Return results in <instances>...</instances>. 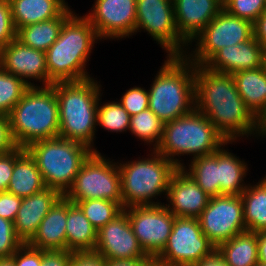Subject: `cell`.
<instances>
[{
    "label": "cell",
    "mask_w": 266,
    "mask_h": 266,
    "mask_svg": "<svg viewBox=\"0 0 266 266\" xmlns=\"http://www.w3.org/2000/svg\"><path fill=\"white\" fill-rule=\"evenodd\" d=\"M237 91L257 118L266 107V64L257 69L232 74Z\"/></svg>",
    "instance_id": "26"
},
{
    "label": "cell",
    "mask_w": 266,
    "mask_h": 266,
    "mask_svg": "<svg viewBox=\"0 0 266 266\" xmlns=\"http://www.w3.org/2000/svg\"><path fill=\"white\" fill-rule=\"evenodd\" d=\"M227 140L202 113L194 109L191 113L164 124L163 137L156 151L182 168L175 156L193 155L192 158L211 155ZM180 155V156H179Z\"/></svg>",
    "instance_id": "6"
},
{
    "label": "cell",
    "mask_w": 266,
    "mask_h": 266,
    "mask_svg": "<svg viewBox=\"0 0 266 266\" xmlns=\"http://www.w3.org/2000/svg\"><path fill=\"white\" fill-rule=\"evenodd\" d=\"M22 244L15 234L14 223L0 217V258H10Z\"/></svg>",
    "instance_id": "37"
},
{
    "label": "cell",
    "mask_w": 266,
    "mask_h": 266,
    "mask_svg": "<svg viewBox=\"0 0 266 266\" xmlns=\"http://www.w3.org/2000/svg\"><path fill=\"white\" fill-rule=\"evenodd\" d=\"M70 266H106V260L94 252L73 253Z\"/></svg>",
    "instance_id": "45"
},
{
    "label": "cell",
    "mask_w": 266,
    "mask_h": 266,
    "mask_svg": "<svg viewBox=\"0 0 266 266\" xmlns=\"http://www.w3.org/2000/svg\"><path fill=\"white\" fill-rule=\"evenodd\" d=\"M217 250L229 266H255L258 263L257 233L241 232L221 243Z\"/></svg>",
    "instance_id": "28"
},
{
    "label": "cell",
    "mask_w": 266,
    "mask_h": 266,
    "mask_svg": "<svg viewBox=\"0 0 266 266\" xmlns=\"http://www.w3.org/2000/svg\"><path fill=\"white\" fill-rule=\"evenodd\" d=\"M266 64V52L254 38L238 45L219 49L205 64L209 70L232 75L243 70H251Z\"/></svg>",
    "instance_id": "19"
},
{
    "label": "cell",
    "mask_w": 266,
    "mask_h": 266,
    "mask_svg": "<svg viewBox=\"0 0 266 266\" xmlns=\"http://www.w3.org/2000/svg\"><path fill=\"white\" fill-rule=\"evenodd\" d=\"M140 29L146 30L166 50L167 56L188 54L183 48L190 44L177 30L173 0H137L135 33Z\"/></svg>",
    "instance_id": "12"
},
{
    "label": "cell",
    "mask_w": 266,
    "mask_h": 266,
    "mask_svg": "<svg viewBox=\"0 0 266 266\" xmlns=\"http://www.w3.org/2000/svg\"><path fill=\"white\" fill-rule=\"evenodd\" d=\"M97 107V125L111 132H124L129 130L130 115L117 101L105 103Z\"/></svg>",
    "instance_id": "35"
},
{
    "label": "cell",
    "mask_w": 266,
    "mask_h": 266,
    "mask_svg": "<svg viewBox=\"0 0 266 266\" xmlns=\"http://www.w3.org/2000/svg\"><path fill=\"white\" fill-rule=\"evenodd\" d=\"M198 220L203 234L216 248L221 243L247 230L240 195L211 197Z\"/></svg>",
    "instance_id": "14"
},
{
    "label": "cell",
    "mask_w": 266,
    "mask_h": 266,
    "mask_svg": "<svg viewBox=\"0 0 266 266\" xmlns=\"http://www.w3.org/2000/svg\"><path fill=\"white\" fill-rule=\"evenodd\" d=\"M195 109L231 144L240 136H257V118L238 93L232 75L195 65Z\"/></svg>",
    "instance_id": "1"
},
{
    "label": "cell",
    "mask_w": 266,
    "mask_h": 266,
    "mask_svg": "<svg viewBox=\"0 0 266 266\" xmlns=\"http://www.w3.org/2000/svg\"><path fill=\"white\" fill-rule=\"evenodd\" d=\"M12 21L11 5L8 0H0V49L16 38Z\"/></svg>",
    "instance_id": "39"
},
{
    "label": "cell",
    "mask_w": 266,
    "mask_h": 266,
    "mask_svg": "<svg viewBox=\"0 0 266 266\" xmlns=\"http://www.w3.org/2000/svg\"><path fill=\"white\" fill-rule=\"evenodd\" d=\"M106 266H155L154 259L106 260Z\"/></svg>",
    "instance_id": "48"
},
{
    "label": "cell",
    "mask_w": 266,
    "mask_h": 266,
    "mask_svg": "<svg viewBox=\"0 0 266 266\" xmlns=\"http://www.w3.org/2000/svg\"><path fill=\"white\" fill-rule=\"evenodd\" d=\"M187 173L210 197L219 196V150L211 155L192 158Z\"/></svg>",
    "instance_id": "31"
},
{
    "label": "cell",
    "mask_w": 266,
    "mask_h": 266,
    "mask_svg": "<svg viewBox=\"0 0 266 266\" xmlns=\"http://www.w3.org/2000/svg\"><path fill=\"white\" fill-rule=\"evenodd\" d=\"M254 38L266 52V10L253 23Z\"/></svg>",
    "instance_id": "46"
},
{
    "label": "cell",
    "mask_w": 266,
    "mask_h": 266,
    "mask_svg": "<svg viewBox=\"0 0 266 266\" xmlns=\"http://www.w3.org/2000/svg\"><path fill=\"white\" fill-rule=\"evenodd\" d=\"M45 187L41 172L29 152L15 148V164L7 192L20 198H26L42 191Z\"/></svg>",
    "instance_id": "23"
},
{
    "label": "cell",
    "mask_w": 266,
    "mask_h": 266,
    "mask_svg": "<svg viewBox=\"0 0 266 266\" xmlns=\"http://www.w3.org/2000/svg\"><path fill=\"white\" fill-rule=\"evenodd\" d=\"M99 37L85 16L73 13L63 24L58 39L46 53L48 86L56 82L89 79L86 62Z\"/></svg>",
    "instance_id": "2"
},
{
    "label": "cell",
    "mask_w": 266,
    "mask_h": 266,
    "mask_svg": "<svg viewBox=\"0 0 266 266\" xmlns=\"http://www.w3.org/2000/svg\"><path fill=\"white\" fill-rule=\"evenodd\" d=\"M253 36L252 22L233 16L222 9L194 38L197 40L195 51L185 56L195 65H204L219 49L238 45Z\"/></svg>",
    "instance_id": "11"
},
{
    "label": "cell",
    "mask_w": 266,
    "mask_h": 266,
    "mask_svg": "<svg viewBox=\"0 0 266 266\" xmlns=\"http://www.w3.org/2000/svg\"><path fill=\"white\" fill-rule=\"evenodd\" d=\"M21 203L22 198L7 191L0 192V217L14 222Z\"/></svg>",
    "instance_id": "41"
},
{
    "label": "cell",
    "mask_w": 266,
    "mask_h": 266,
    "mask_svg": "<svg viewBox=\"0 0 266 266\" xmlns=\"http://www.w3.org/2000/svg\"><path fill=\"white\" fill-rule=\"evenodd\" d=\"M94 253L105 260L153 259L141 247L124 210L97 231Z\"/></svg>",
    "instance_id": "15"
},
{
    "label": "cell",
    "mask_w": 266,
    "mask_h": 266,
    "mask_svg": "<svg viewBox=\"0 0 266 266\" xmlns=\"http://www.w3.org/2000/svg\"><path fill=\"white\" fill-rule=\"evenodd\" d=\"M232 154L223 147L219 149V196L241 195L248 187L243 183L248 171L247 164Z\"/></svg>",
    "instance_id": "30"
},
{
    "label": "cell",
    "mask_w": 266,
    "mask_h": 266,
    "mask_svg": "<svg viewBox=\"0 0 266 266\" xmlns=\"http://www.w3.org/2000/svg\"><path fill=\"white\" fill-rule=\"evenodd\" d=\"M0 266H14L13 259L10 258H0Z\"/></svg>",
    "instance_id": "51"
},
{
    "label": "cell",
    "mask_w": 266,
    "mask_h": 266,
    "mask_svg": "<svg viewBox=\"0 0 266 266\" xmlns=\"http://www.w3.org/2000/svg\"><path fill=\"white\" fill-rule=\"evenodd\" d=\"M173 6L177 30L191 44L223 9V0H173Z\"/></svg>",
    "instance_id": "20"
},
{
    "label": "cell",
    "mask_w": 266,
    "mask_h": 266,
    "mask_svg": "<svg viewBox=\"0 0 266 266\" xmlns=\"http://www.w3.org/2000/svg\"><path fill=\"white\" fill-rule=\"evenodd\" d=\"M149 92V109L165 124L195 109V64L167 56Z\"/></svg>",
    "instance_id": "4"
},
{
    "label": "cell",
    "mask_w": 266,
    "mask_h": 266,
    "mask_svg": "<svg viewBox=\"0 0 266 266\" xmlns=\"http://www.w3.org/2000/svg\"><path fill=\"white\" fill-rule=\"evenodd\" d=\"M152 152L150 158L118 165L124 209L131 206L162 204L153 201L152 198L163 192L167 195L170 180L179 167L155 149Z\"/></svg>",
    "instance_id": "7"
},
{
    "label": "cell",
    "mask_w": 266,
    "mask_h": 266,
    "mask_svg": "<svg viewBox=\"0 0 266 266\" xmlns=\"http://www.w3.org/2000/svg\"><path fill=\"white\" fill-rule=\"evenodd\" d=\"M118 162L105 159L100 152H92L83 162L72 186L64 196L72 203L89 199H103L119 203L121 196V174Z\"/></svg>",
    "instance_id": "9"
},
{
    "label": "cell",
    "mask_w": 266,
    "mask_h": 266,
    "mask_svg": "<svg viewBox=\"0 0 266 266\" xmlns=\"http://www.w3.org/2000/svg\"><path fill=\"white\" fill-rule=\"evenodd\" d=\"M163 128L164 123L149 108L130 117L131 133L147 144L155 142L153 149H156L161 142Z\"/></svg>",
    "instance_id": "32"
},
{
    "label": "cell",
    "mask_w": 266,
    "mask_h": 266,
    "mask_svg": "<svg viewBox=\"0 0 266 266\" xmlns=\"http://www.w3.org/2000/svg\"><path fill=\"white\" fill-rule=\"evenodd\" d=\"M36 162L45 187L64 195L72 186L83 162L93 152L87 146L55 137L40 140L25 148Z\"/></svg>",
    "instance_id": "8"
},
{
    "label": "cell",
    "mask_w": 266,
    "mask_h": 266,
    "mask_svg": "<svg viewBox=\"0 0 266 266\" xmlns=\"http://www.w3.org/2000/svg\"><path fill=\"white\" fill-rule=\"evenodd\" d=\"M145 253L155 259L165 248L175 216L162 204L131 206L123 209Z\"/></svg>",
    "instance_id": "13"
},
{
    "label": "cell",
    "mask_w": 266,
    "mask_h": 266,
    "mask_svg": "<svg viewBox=\"0 0 266 266\" xmlns=\"http://www.w3.org/2000/svg\"><path fill=\"white\" fill-rule=\"evenodd\" d=\"M258 262L266 263V230L257 232Z\"/></svg>",
    "instance_id": "49"
},
{
    "label": "cell",
    "mask_w": 266,
    "mask_h": 266,
    "mask_svg": "<svg viewBox=\"0 0 266 266\" xmlns=\"http://www.w3.org/2000/svg\"><path fill=\"white\" fill-rule=\"evenodd\" d=\"M136 2L137 0H96L92 13L89 12L85 17L101 40L129 37L135 32Z\"/></svg>",
    "instance_id": "16"
},
{
    "label": "cell",
    "mask_w": 266,
    "mask_h": 266,
    "mask_svg": "<svg viewBox=\"0 0 266 266\" xmlns=\"http://www.w3.org/2000/svg\"><path fill=\"white\" fill-rule=\"evenodd\" d=\"M72 255L68 250H41V266H70Z\"/></svg>",
    "instance_id": "43"
},
{
    "label": "cell",
    "mask_w": 266,
    "mask_h": 266,
    "mask_svg": "<svg viewBox=\"0 0 266 266\" xmlns=\"http://www.w3.org/2000/svg\"><path fill=\"white\" fill-rule=\"evenodd\" d=\"M257 185H249L241 193L247 231L266 230V176Z\"/></svg>",
    "instance_id": "29"
},
{
    "label": "cell",
    "mask_w": 266,
    "mask_h": 266,
    "mask_svg": "<svg viewBox=\"0 0 266 266\" xmlns=\"http://www.w3.org/2000/svg\"><path fill=\"white\" fill-rule=\"evenodd\" d=\"M223 9L229 14L252 23L266 10L265 0H223Z\"/></svg>",
    "instance_id": "36"
},
{
    "label": "cell",
    "mask_w": 266,
    "mask_h": 266,
    "mask_svg": "<svg viewBox=\"0 0 266 266\" xmlns=\"http://www.w3.org/2000/svg\"><path fill=\"white\" fill-rule=\"evenodd\" d=\"M74 12L66 8L58 17L21 27L16 38L23 44L36 50L46 52L58 39L64 22Z\"/></svg>",
    "instance_id": "27"
},
{
    "label": "cell",
    "mask_w": 266,
    "mask_h": 266,
    "mask_svg": "<svg viewBox=\"0 0 266 266\" xmlns=\"http://www.w3.org/2000/svg\"><path fill=\"white\" fill-rule=\"evenodd\" d=\"M55 83L30 86L8 114L14 142L27 148L34 142L59 137V112Z\"/></svg>",
    "instance_id": "5"
},
{
    "label": "cell",
    "mask_w": 266,
    "mask_h": 266,
    "mask_svg": "<svg viewBox=\"0 0 266 266\" xmlns=\"http://www.w3.org/2000/svg\"><path fill=\"white\" fill-rule=\"evenodd\" d=\"M66 222L67 198L62 195L43 218L28 244L41 250H67Z\"/></svg>",
    "instance_id": "22"
},
{
    "label": "cell",
    "mask_w": 266,
    "mask_h": 266,
    "mask_svg": "<svg viewBox=\"0 0 266 266\" xmlns=\"http://www.w3.org/2000/svg\"><path fill=\"white\" fill-rule=\"evenodd\" d=\"M120 104L130 116L140 113L149 107V92L141 87H133L123 94Z\"/></svg>",
    "instance_id": "38"
},
{
    "label": "cell",
    "mask_w": 266,
    "mask_h": 266,
    "mask_svg": "<svg viewBox=\"0 0 266 266\" xmlns=\"http://www.w3.org/2000/svg\"><path fill=\"white\" fill-rule=\"evenodd\" d=\"M166 196L167 209L175 217L188 218H198L211 198L182 168L173 174Z\"/></svg>",
    "instance_id": "18"
},
{
    "label": "cell",
    "mask_w": 266,
    "mask_h": 266,
    "mask_svg": "<svg viewBox=\"0 0 266 266\" xmlns=\"http://www.w3.org/2000/svg\"><path fill=\"white\" fill-rule=\"evenodd\" d=\"M66 249L73 253L94 252L97 230L81 208L67 199Z\"/></svg>",
    "instance_id": "24"
},
{
    "label": "cell",
    "mask_w": 266,
    "mask_h": 266,
    "mask_svg": "<svg viewBox=\"0 0 266 266\" xmlns=\"http://www.w3.org/2000/svg\"><path fill=\"white\" fill-rule=\"evenodd\" d=\"M16 31L30 24L58 17L66 8L65 0H9Z\"/></svg>",
    "instance_id": "25"
},
{
    "label": "cell",
    "mask_w": 266,
    "mask_h": 266,
    "mask_svg": "<svg viewBox=\"0 0 266 266\" xmlns=\"http://www.w3.org/2000/svg\"><path fill=\"white\" fill-rule=\"evenodd\" d=\"M0 67L12 75L18 76L30 86L34 83L27 79L40 80L48 86L46 53L23 44L17 38L0 49Z\"/></svg>",
    "instance_id": "17"
},
{
    "label": "cell",
    "mask_w": 266,
    "mask_h": 266,
    "mask_svg": "<svg viewBox=\"0 0 266 266\" xmlns=\"http://www.w3.org/2000/svg\"><path fill=\"white\" fill-rule=\"evenodd\" d=\"M83 211L92 226L98 231L122 211L123 207L113 201L89 199L75 202Z\"/></svg>",
    "instance_id": "33"
},
{
    "label": "cell",
    "mask_w": 266,
    "mask_h": 266,
    "mask_svg": "<svg viewBox=\"0 0 266 266\" xmlns=\"http://www.w3.org/2000/svg\"><path fill=\"white\" fill-rule=\"evenodd\" d=\"M11 258L14 266H41V249L23 243Z\"/></svg>",
    "instance_id": "40"
},
{
    "label": "cell",
    "mask_w": 266,
    "mask_h": 266,
    "mask_svg": "<svg viewBox=\"0 0 266 266\" xmlns=\"http://www.w3.org/2000/svg\"><path fill=\"white\" fill-rule=\"evenodd\" d=\"M15 164V149L6 153H0V192L8 189Z\"/></svg>",
    "instance_id": "42"
},
{
    "label": "cell",
    "mask_w": 266,
    "mask_h": 266,
    "mask_svg": "<svg viewBox=\"0 0 266 266\" xmlns=\"http://www.w3.org/2000/svg\"><path fill=\"white\" fill-rule=\"evenodd\" d=\"M16 147L10 130L8 115L0 113V153L12 151Z\"/></svg>",
    "instance_id": "44"
},
{
    "label": "cell",
    "mask_w": 266,
    "mask_h": 266,
    "mask_svg": "<svg viewBox=\"0 0 266 266\" xmlns=\"http://www.w3.org/2000/svg\"><path fill=\"white\" fill-rule=\"evenodd\" d=\"M30 85L0 67V113L8 115Z\"/></svg>",
    "instance_id": "34"
},
{
    "label": "cell",
    "mask_w": 266,
    "mask_h": 266,
    "mask_svg": "<svg viewBox=\"0 0 266 266\" xmlns=\"http://www.w3.org/2000/svg\"><path fill=\"white\" fill-rule=\"evenodd\" d=\"M215 249L203 234L198 218L175 217L168 242L154 259V265L193 266Z\"/></svg>",
    "instance_id": "10"
},
{
    "label": "cell",
    "mask_w": 266,
    "mask_h": 266,
    "mask_svg": "<svg viewBox=\"0 0 266 266\" xmlns=\"http://www.w3.org/2000/svg\"><path fill=\"white\" fill-rule=\"evenodd\" d=\"M92 77L81 81L56 82L59 137L87 146L93 152L100 88ZM100 96V97H99Z\"/></svg>",
    "instance_id": "3"
},
{
    "label": "cell",
    "mask_w": 266,
    "mask_h": 266,
    "mask_svg": "<svg viewBox=\"0 0 266 266\" xmlns=\"http://www.w3.org/2000/svg\"><path fill=\"white\" fill-rule=\"evenodd\" d=\"M61 196L58 190L46 187L34 195L22 198L13 223L15 234L23 243H28L33 238L41 221Z\"/></svg>",
    "instance_id": "21"
},
{
    "label": "cell",
    "mask_w": 266,
    "mask_h": 266,
    "mask_svg": "<svg viewBox=\"0 0 266 266\" xmlns=\"http://www.w3.org/2000/svg\"><path fill=\"white\" fill-rule=\"evenodd\" d=\"M255 266H266V263H260V262H258Z\"/></svg>",
    "instance_id": "52"
},
{
    "label": "cell",
    "mask_w": 266,
    "mask_h": 266,
    "mask_svg": "<svg viewBox=\"0 0 266 266\" xmlns=\"http://www.w3.org/2000/svg\"><path fill=\"white\" fill-rule=\"evenodd\" d=\"M257 134L262 137L266 136V107L257 117Z\"/></svg>",
    "instance_id": "50"
},
{
    "label": "cell",
    "mask_w": 266,
    "mask_h": 266,
    "mask_svg": "<svg viewBox=\"0 0 266 266\" xmlns=\"http://www.w3.org/2000/svg\"><path fill=\"white\" fill-rule=\"evenodd\" d=\"M193 266H229L221 253L215 249L211 254L203 257L199 262Z\"/></svg>",
    "instance_id": "47"
}]
</instances>
